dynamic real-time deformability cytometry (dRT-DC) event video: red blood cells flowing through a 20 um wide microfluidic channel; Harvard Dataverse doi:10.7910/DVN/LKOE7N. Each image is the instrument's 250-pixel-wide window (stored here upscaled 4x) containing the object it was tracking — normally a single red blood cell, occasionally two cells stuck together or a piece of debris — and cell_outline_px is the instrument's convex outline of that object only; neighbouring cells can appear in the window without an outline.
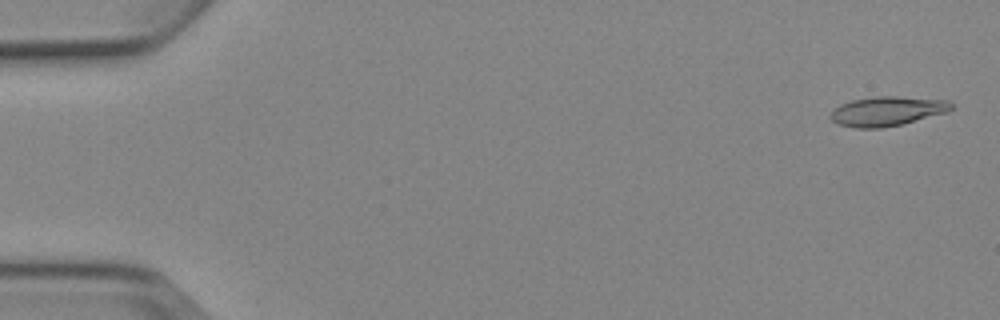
{"species": "Egyptian fruit bat (a non-hibernating species)", "species_latin": "Rousettus aegyptiacus", "temperature_condition": "cold", "stored_images_in_passage": 5, "camera_frame_rate_fps": 3000, "um_per_image_px": 0.085, "animal": {"sex": "female"}, "frame": {"image": 1, "passage_image": 1, "time_ms": 0.0, "image_size_px": [1000, 320], "cell_outline_px": [[952, 108], [948, 112], [900, 124], [880, 128], [856, 128], [836, 124], [828, 116], [840, 104], [852, 100], [876, 96], [896, 96], [948, 100], [952, 104]], "centroid_in_image_um": [75.39, 9.45], "position_along_channel_um": 9.6, "area_um2": 20.63}}